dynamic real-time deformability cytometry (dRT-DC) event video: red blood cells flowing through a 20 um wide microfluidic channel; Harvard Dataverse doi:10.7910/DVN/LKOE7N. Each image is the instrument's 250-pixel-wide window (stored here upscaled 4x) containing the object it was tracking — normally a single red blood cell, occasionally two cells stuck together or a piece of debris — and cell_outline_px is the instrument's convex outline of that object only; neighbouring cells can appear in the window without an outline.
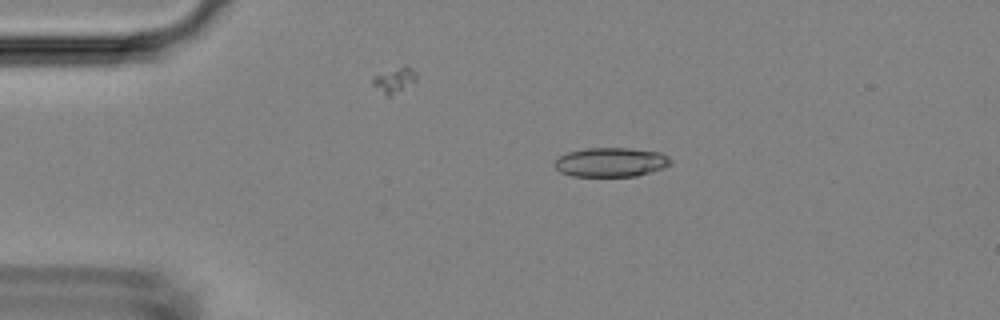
{"species": "Egyptian fruit bat (a non-hibernating species)", "species_latin": "Rousettus aegyptiacus", "temperature_condition": "room temperature", "stored_images_in_passage": 5, "camera_frame_rate_fps": 3000, "um_per_image_px": 0.085, "animal": {"sex": "female"}, "frame": {"image": 1, "passage_image": 2, "time_ms": 0.333, "image_size_px": [1000, 320], "cell_outline_px": [[672, 164], [664, 168], [636, 176], [572, 176], [560, 172], [552, 164], [560, 156], [568, 152], [588, 148], [632, 148], [660, 152], [668, 156], [672, 160]], "centroid_in_image_um": [51.95, 13.78], "position_along_channel_um": 33.1, "area_um2": 19.88}}
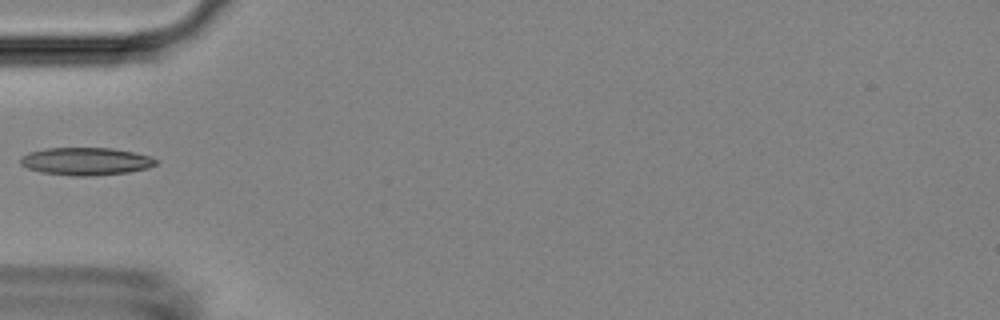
{"frame": {"image": 2, "passage_image": 4, "time_ms": 1.0, "image_size_px": [1000, 320], "cell_outline_px": [[160, 160], [156, 164], [148, 168], [128, 172], [88, 176], [72, 176], [40, 172], [28, 168], [20, 164], [20, 156], [28, 152], [48, 148], [112, 148], [152, 156]], "centroid_in_image_um": [7.3, 13.71], "position_along_channel_um": 77.7, "area_um2": 21.96}}